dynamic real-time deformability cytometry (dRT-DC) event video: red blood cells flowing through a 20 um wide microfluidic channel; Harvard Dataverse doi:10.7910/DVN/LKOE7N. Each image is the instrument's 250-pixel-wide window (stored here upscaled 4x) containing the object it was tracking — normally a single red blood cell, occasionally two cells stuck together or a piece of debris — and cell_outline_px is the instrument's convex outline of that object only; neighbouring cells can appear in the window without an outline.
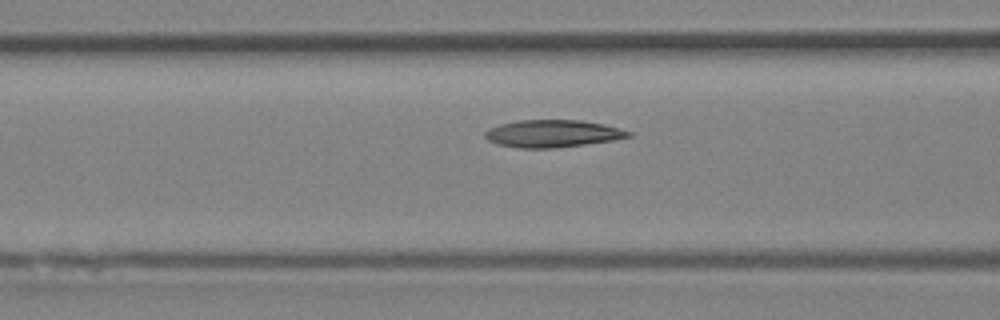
{"species": "Egyptian fruit bat (a non-hibernating species)", "species_latin": "Rousettus aegyptiacus", "temperature_condition": "room temperature", "stored_images_in_passage": 9, "camera_frame_rate_fps": 3000, "um_per_image_px": 0.085, "animal": {"sex": "female"}, "frame": {"image": 1, "passage_image": 7, "time_ms": 2.0, "image_size_px": [1000, 320], "cell_outline_px": [[632, 136], [612, 140], [556, 148], [516, 148], [496, 144], [488, 140], [484, 136], [484, 132], [488, 128], [500, 124], [516, 120], [580, 120], [604, 124], [632, 132]], "centroid_in_image_um": [46.92, 11.35], "position_along_channel_um": 119.7, "area_um2": 22.95}}